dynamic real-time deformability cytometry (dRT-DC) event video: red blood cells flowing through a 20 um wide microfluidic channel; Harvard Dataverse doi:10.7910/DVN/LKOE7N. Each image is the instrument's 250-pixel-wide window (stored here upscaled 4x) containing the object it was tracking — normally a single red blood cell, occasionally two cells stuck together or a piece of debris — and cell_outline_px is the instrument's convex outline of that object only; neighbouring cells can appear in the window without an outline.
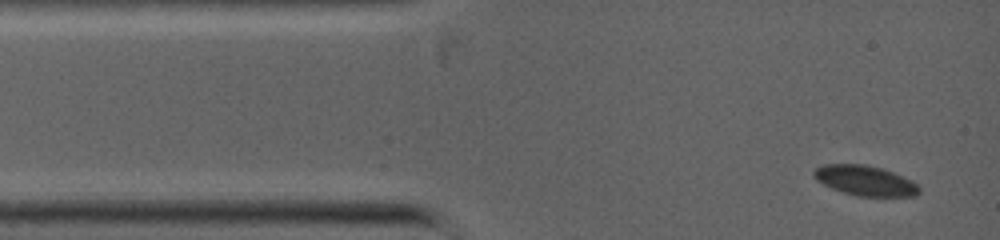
{"species": "common noctule bat (a hibernating species)", "species_latin": "Nyctalus noctula", "temperature_condition": "warm", "stored_images_in_passage": 5, "segment_of_instrument_passage": [1, 2], "camera_frame_rate_fps": 5000, "um_per_image_px": 0.085, "animal": {"sex": "female", "body_mass_g": 19.0, "forearm_length_mm": 53.3}, "frame": {"image": 1, "passage_image": 1, "time_ms": 0.0, "image_size_px": [1000, 240], "cell_outline_px": [[920, 192], [916, 196], [856, 196], [832, 188], [816, 180], [812, 176], [812, 172], [816, 168], [824, 164], [864, 164], [880, 168], [892, 172], [912, 180], [920, 188]], "centroid_in_image_um": [73.52, 15.35], "position_along_channel_um": 11.5, "area_um2": 18.38}}
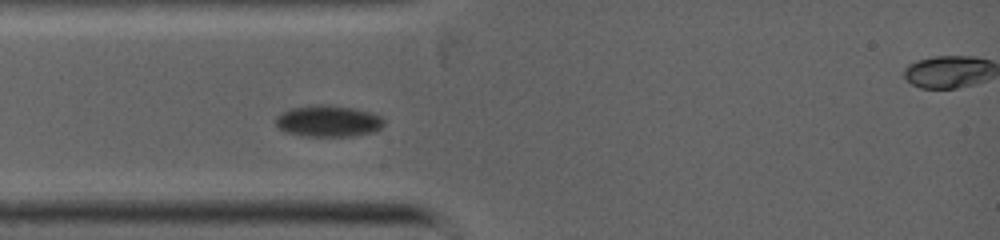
{"frame": {"image": 2, "passage_image": 4, "time_ms": 2.2, "image_size_px": [1000, 240], "cell_outline_px": [[384, 124], [376, 132], [352, 136], [304, 136], [288, 132], [280, 128], [276, 124], [276, 116], [280, 112], [288, 108], [312, 104], [324, 104], [352, 108], [368, 112], [380, 116], [384, 120]], "centroid_in_image_um": [27.88, 10.28], "position_along_channel_um": 57.1, "area_um2": 19.94}}